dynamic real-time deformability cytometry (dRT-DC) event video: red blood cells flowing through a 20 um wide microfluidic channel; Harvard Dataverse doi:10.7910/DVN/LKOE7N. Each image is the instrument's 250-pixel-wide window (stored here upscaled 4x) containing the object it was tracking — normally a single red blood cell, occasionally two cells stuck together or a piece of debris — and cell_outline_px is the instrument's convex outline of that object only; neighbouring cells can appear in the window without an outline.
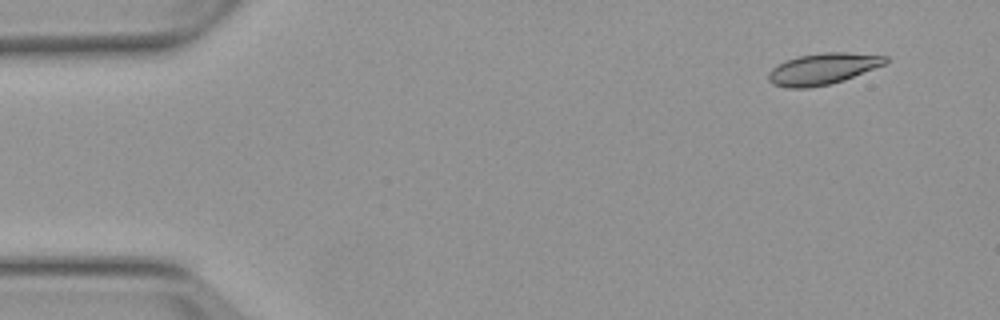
{"species": "Egyptian fruit bat (a non-hibernating species)", "species_latin": "Rousettus aegyptiacus", "temperature_condition": "warm", "stored_images_in_passage": 4, "camera_frame_rate_fps": 3000, "um_per_image_px": 0.085, "animal": {"sex": "female"}, "frame": {"image": 1, "passage_image": 1, "time_ms": 0.0, "image_size_px": [1000, 320], "cell_outline_px": [[888, 60], [884, 64], [844, 80], [832, 84], [808, 88], [788, 88], [772, 84], [768, 80], [768, 72], [776, 64], [784, 60], [800, 56], [824, 52], [844, 52], [888, 56]], "centroid_in_image_um": [69.89, 5.86], "position_along_channel_um": 15.1, "area_um2": 21.39}}
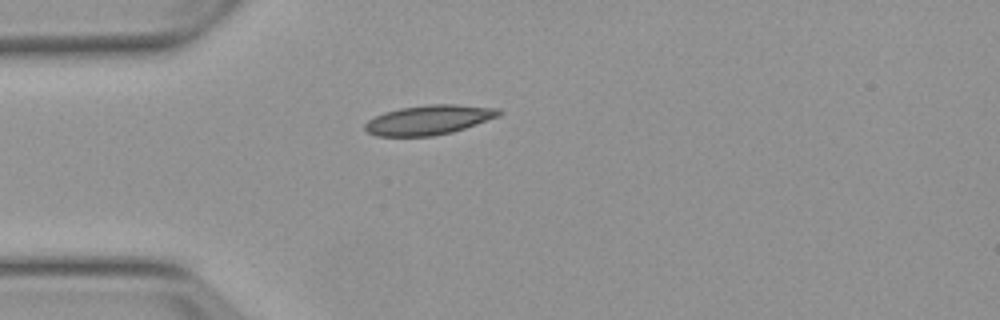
{"frame": {"image": 2, "passage_image": 4, "time_ms": 3.333, "image_size_px": [1000, 320], "cell_outline_px": [[504, 112], [500, 116], [452, 132], [432, 136], [376, 136], [368, 132], [364, 128], [364, 124], [368, 120], [384, 112], [400, 108], [428, 104], [456, 104], [500, 108]], "centroid_in_image_um": [36.48, 10.18], "position_along_channel_um": 48.5, "area_um2": 23.18}}